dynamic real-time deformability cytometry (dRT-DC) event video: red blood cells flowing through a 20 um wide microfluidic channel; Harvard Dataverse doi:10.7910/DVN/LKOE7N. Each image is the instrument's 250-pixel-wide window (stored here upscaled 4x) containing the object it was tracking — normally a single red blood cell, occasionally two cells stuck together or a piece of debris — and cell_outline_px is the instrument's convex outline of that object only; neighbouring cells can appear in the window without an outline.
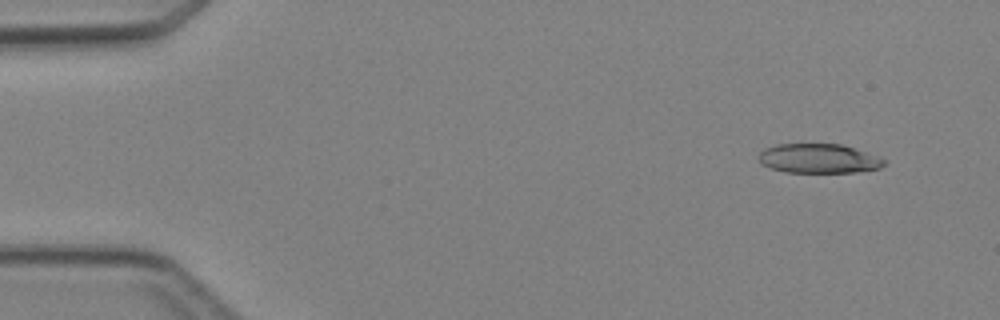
{"species": "Egyptian fruit bat (a non-hibernating species)", "species_latin": "Rousettus aegyptiacus", "temperature_condition": "cold", "stored_images_in_passage": 5, "camera_frame_rate_fps": 3000, "um_per_image_px": 0.085, "animal": {"sex": "female"}, "frame": {"image": 1, "passage_image": 1, "time_ms": 0.0, "image_size_px": [1000, 320], "cell_outline_px": [[888, 160], [880, 168], [856, 172], [784, 172], [760, 164], [756, 156], [764, 148], [776, 144], [840, 144], [880, 156]], "centroid_in_image_um": [69.57, 13.47], "position_along_channel_um": 15.4, "area_um2": 21.68}}
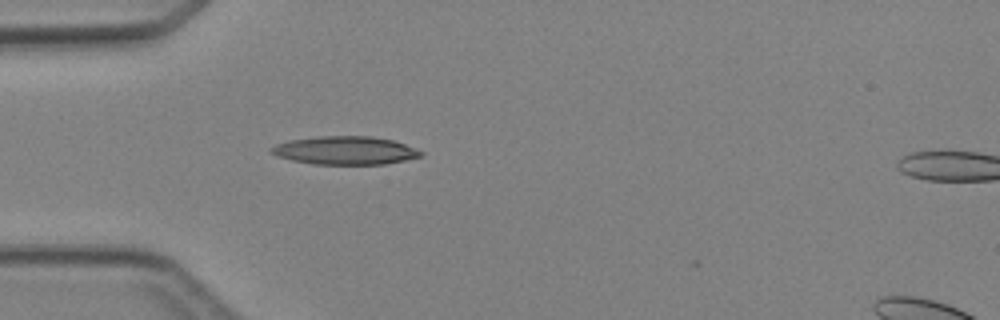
{"frame": {"image": 2, "passage_image": 4, "time_ms": 3.333, "image_size_px": [1000, 320], "cell_outline_px": [[424, 152], [420, 156], [404, 160], [384, 164], [316, 164], [292, 160], [280, 156], [272, 152], [268, 148], [276, 144], [288, 140], [316, 136], [372, 136], [392, 140], [416, 148]], "centroid_in_image_um": [29.33, 12.77], "position_along_channel_um": 55.7, "area_um2": 24.45}}